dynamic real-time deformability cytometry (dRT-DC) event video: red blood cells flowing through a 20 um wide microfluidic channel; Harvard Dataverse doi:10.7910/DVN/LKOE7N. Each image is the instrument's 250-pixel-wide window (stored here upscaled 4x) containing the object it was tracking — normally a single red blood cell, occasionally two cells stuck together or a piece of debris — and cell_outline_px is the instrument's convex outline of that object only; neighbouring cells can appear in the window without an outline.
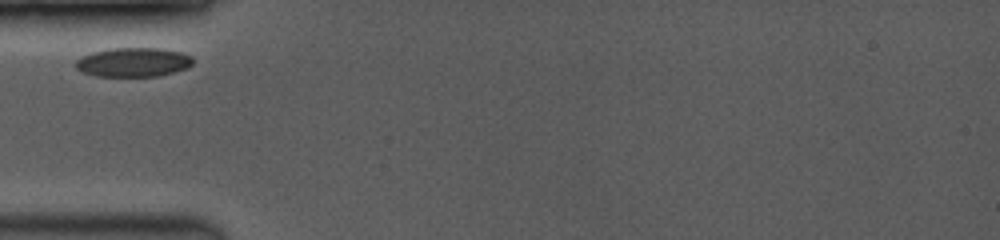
{"species": "common noctule bat (a hibernating species)", "species_latin": "Nyctalus noctula", "temperature_condition": "room temperature", "stored_images_in_passage": 38, "camera_frame_rate_fps": 3500, "um_per_image_px": 0.085, "animal": {"sex": "female", "body_mass_g": 19.0, "forearm_length_mm": 53.3}, "frame": {"image": 1, "passage_image": 1, "time_ms": 0.0, "image_size_px": [1000, 240], "cell_outline_px": [[192, 64], [188, 68], [156, 76], [96, 76], [80, 72], [76, 68], [76, 60], [92, 52], [108, 48], [160, 48], [180, 52], [192, 56]], "centroid_in_image_um": [11.31, 5.28], "position_along_channel_um": 73.7, "area_um2": 19.88}}
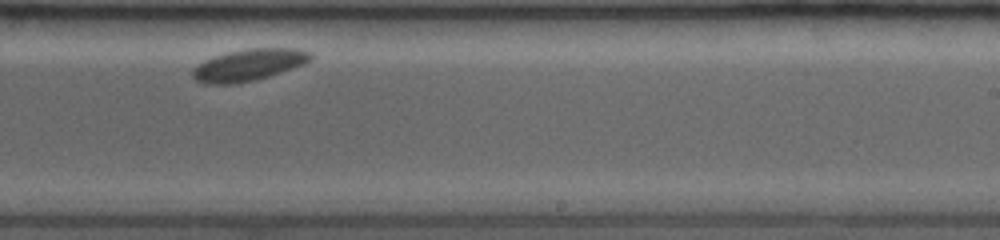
{"frame": {"image": 2, "passage_image": 20, "time_ms": 5.429, "image_size_px": [1000, 240], "cell_outline_px": [[312, 60], [304, 64], [256, 80], [236, 84], [204, 84], [196, 80], [192, 76], [192, 68], [204, 60], [228, 52], [248, 48], [296, 48], [312, 52]], "centroid_in_image_um": [21.14, 5.52], "position_along_channel_um": 267.9, "area_um2": 21.91}}
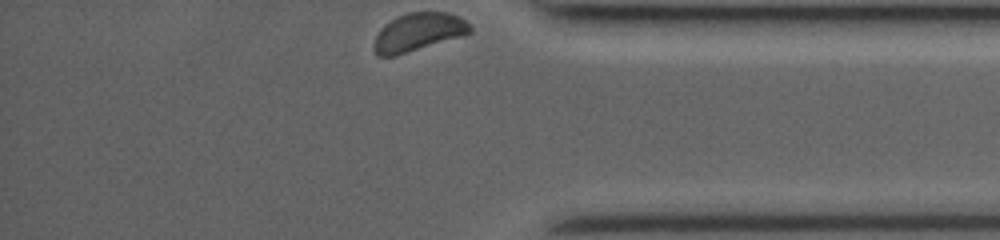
{"frame": {"image": 3, "passage_image": 37, "time_ms": 9.143, "image_size_px": [1000, 240], "cell_outline_px": [[472, 32], [464, 36], [392, 56], [376, 56], [376, 36], [380, 28], [384, 24], [396, 16], [408, 12], [448, 12], [460, 16], [472, 24]], "centroid_in_image_um": [35.63, 2.69], "position_along_channel_um": 399.6, "area_um2": 21.33}}